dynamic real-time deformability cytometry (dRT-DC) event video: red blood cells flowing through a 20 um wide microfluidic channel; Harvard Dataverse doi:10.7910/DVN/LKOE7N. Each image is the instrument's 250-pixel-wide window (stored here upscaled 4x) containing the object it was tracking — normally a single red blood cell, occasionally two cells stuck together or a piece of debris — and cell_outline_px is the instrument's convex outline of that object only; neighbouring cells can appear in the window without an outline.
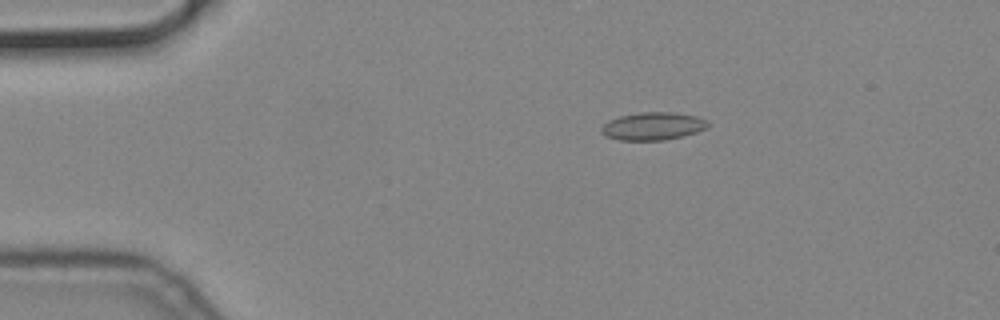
{"species": "common noctule bat (a hibernating species)", "species_latin": "Nyctalus noctula", "temperature_condition": "cold", "stored_images_in_passage": 57, "camera_frame_rate_fps": 3000, "um_per_image_px": 0.085, "animal": {"sex": "male", "body_mass_g": 19.2, "forearm_length_mm": 51.8}, "frame": {"image": 1, "passage_image": 11, "time_ms": 3.333, "image_size_px": [1000, 320], "cell_outline_px": [[708, 128], [684, 136], [664, 140], [620, 140], [604, 136], [600, 132], [600, 128], [608, 120], [620, 116], [640, 112], [672, 112], [696, 116], [708, 120]], "centroid_in_image_um": [55.49, 10.72], "position_along_channel_um": 29.5, "area_um2": 17.4}}
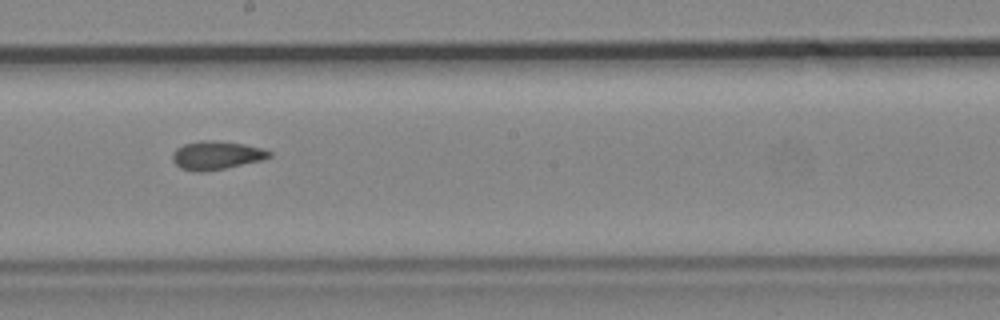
{"frame": {"image": 2, "passage_image": 32, "time_ms": 10.333, "image_size_px": [1000, 320], "cell_outline_px": [[272, 156], [264, 160], [204, 172], [196, 172], [180, 168], [172, 160], [172, 152], [176, 148], [184, 144], [200, 140], [212, 140], [244, 144], [264, 148], [272, 152]], "centroid_in_image_um": [18.4, 13.2], "position_along_channel_um": 229.8, "area_um2": 16.24}}
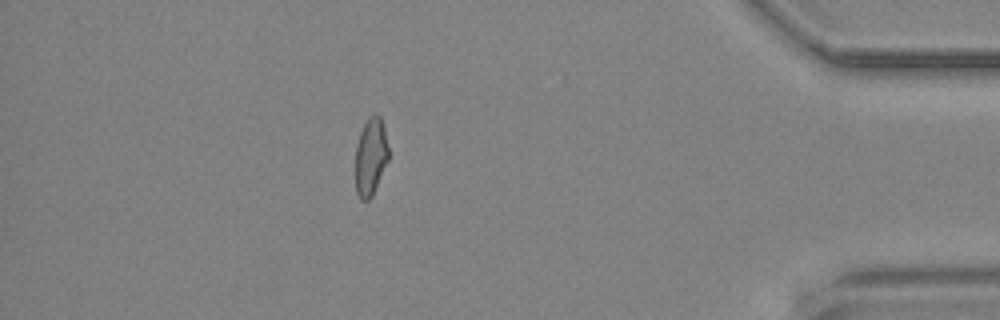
{"frame": {"image": 3, "passage_image": 50, "time_ms": 16.333, "image_size_px": [1000, 320], "cell_outline_px": [[388, 160], [372, 196], [368, 200], [360, 200], [356, 192], [356, 144], [360, 132], [368, 116], [372, 112], [376, 112], [380, 116], [384, 128], [388, 148]], "centroid_in_image_um": [31.5, 13.28], "position_along_channel_um": 403.7, "area_um2": 15.03}}